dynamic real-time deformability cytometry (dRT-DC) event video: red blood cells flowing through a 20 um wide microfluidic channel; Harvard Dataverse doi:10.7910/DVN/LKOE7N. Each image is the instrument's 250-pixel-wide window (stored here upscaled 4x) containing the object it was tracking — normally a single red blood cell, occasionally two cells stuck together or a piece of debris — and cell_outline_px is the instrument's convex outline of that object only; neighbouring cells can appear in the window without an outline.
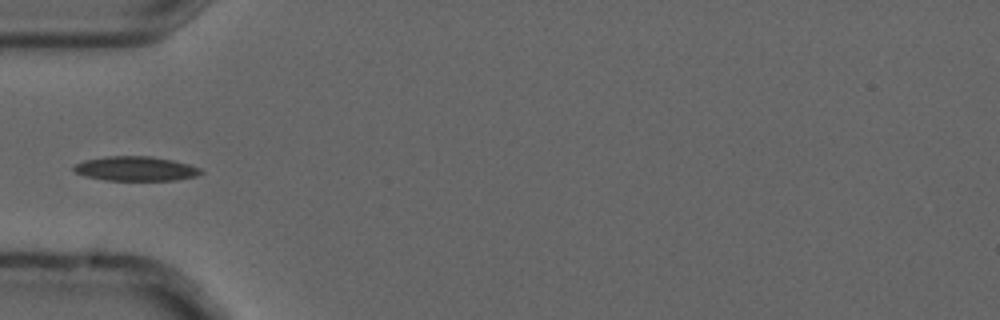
{"species": "common noctule bat (a hibernating species)", "species_latin": "Nyctalus noctula", "temperature_condition": "cold", "stored_images_in_passage": 9, "camera_frame_rate_fps": 3000, "um_per_image_px": 0.085, "animal": {"sex": "male", "forearm_length_mm": 52.5}, "frame": {"image": 1, "passage_image": 4, "time_ms": 1.0, "image_size_px": [1000, 320], "cell_outline_px": [[204, 172], [196, 176], [176, 180], [104, 180], [88, 176], [76, 172], [72, 168], [76, 164], [84, 160], [104, 156], [152, 156], [172, 160], [188, 164], [200, 168]], "centroid_in_image_um": [11.55, 14.33], "position_along_channel_um": 73.4, "area_um2": 18.03}}
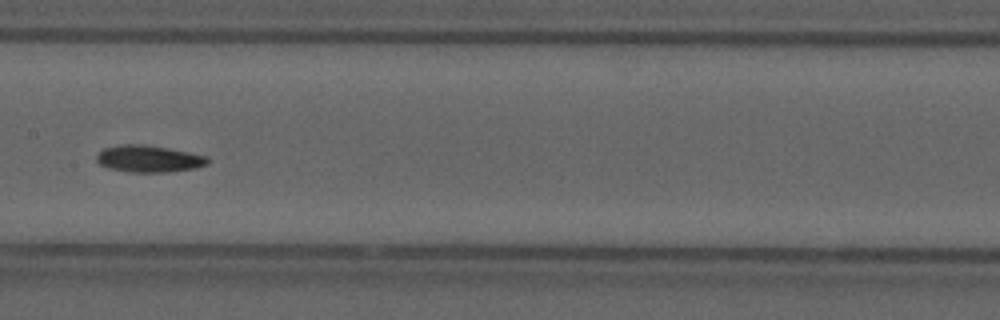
{"frame": {"image": 2, "passage_image": 7, "time_ms": 2.0, "image_size_px": [1000, 320], "cell_outline_px": [[212, 160], [208, 164], [196, 168], [168, 172], [128, 172], [108, 168], [100, 164], [96, 160], [96, 156], [104, 148], [120, 144], [144, 144], [168, 148], [208, 156]], "centroid_in_image_um": [12.68, 13.5], "position_along_channel_um": 194.7, "area_um2": 17.57}}
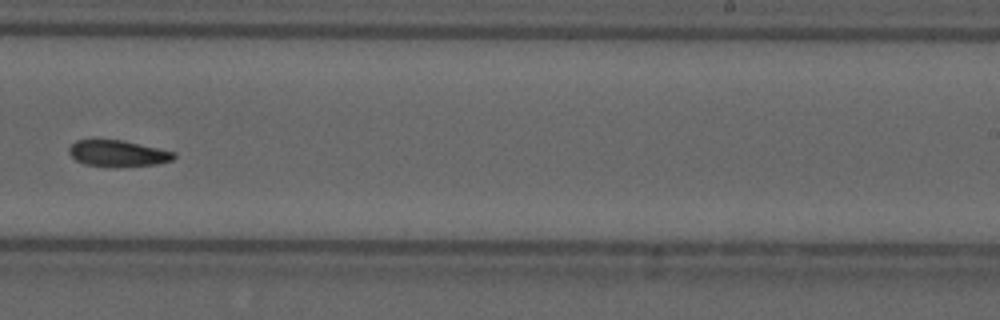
{"frame": {"image": 3, "passage_image": 9, "time_ms": 2.667, "image_size_px": [1000, 320], "cell_outline_px": [[176, 156], [172, 160], [156, 164], [120, 168], [116, 168], [84, 164], [76, 160], [68, 152], [68, 148], [76, 140], [124, 140], [176, 152]], "centroid_in_image_um": [10.03, 13.06], "position_along_channel_um": 279.0, "area_um2": 16.36}}